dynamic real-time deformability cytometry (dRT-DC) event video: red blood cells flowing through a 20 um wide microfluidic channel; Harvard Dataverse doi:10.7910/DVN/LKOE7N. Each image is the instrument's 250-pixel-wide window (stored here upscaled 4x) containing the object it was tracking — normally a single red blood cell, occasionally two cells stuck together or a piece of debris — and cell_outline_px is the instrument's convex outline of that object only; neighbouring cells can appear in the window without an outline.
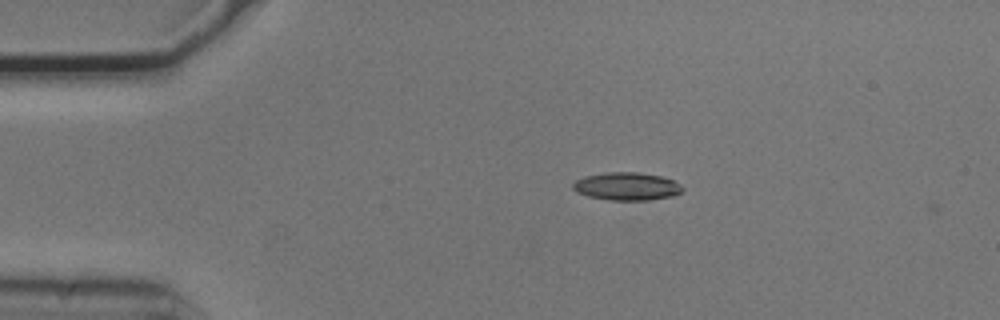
{"species": "common noctule bat (a hibernating species)", "species_latin": "Nyctalus noctula", "temperature_condition": "cold", "stored_images_in_passage": 7, "camera_frame_rate_fps": 3000, "um_per_image_px": 0.085, "animal": {"sex": "male", "body_mass_g": 20.5, "forearm_length_mm": 52.5}, "frame": {"image": 1, "passage_image": 2, "time_ms": 0.333, "image_size_px": [1000, 320], "cell_outline_px": [[684, 188], [676, 196], [648, 200], [612, 200], [588, 196], [576, 192], [572, 188], [572, 184], [576, 180], [584, 176], [604, 172], [640, 172], [660, 176], [672, 180], [680, 184]], "centroid_in_image_um": [53.27, 15.83], "position_along_channel_um": 31.7, "area_um2": 17.92}}